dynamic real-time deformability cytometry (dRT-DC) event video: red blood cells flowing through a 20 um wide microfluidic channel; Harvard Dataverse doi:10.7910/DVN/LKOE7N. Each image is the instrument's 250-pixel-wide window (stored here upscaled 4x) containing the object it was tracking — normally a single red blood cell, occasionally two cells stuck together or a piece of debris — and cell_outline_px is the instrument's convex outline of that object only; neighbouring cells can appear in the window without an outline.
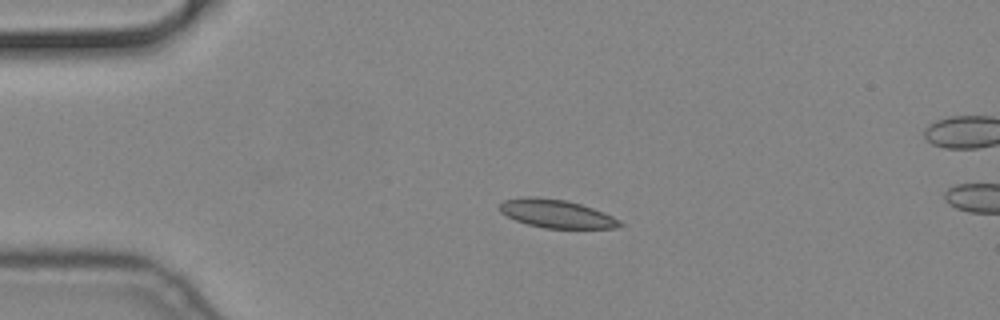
{"species": "common noctule bat (a hibernating species)", "species_latin": "Nyctalus noctula", "temperature_condition": "cold", "stored_images_in_passage": 4, "camera_frame_rate_fps": 3000, "um_per_image_px": 0.085, "animal": {"sex": "male", "body_mass_g": 19.2, "forearm_length_mm": 51.8}, "frame": {"image": 1, "passage_image": 1, "time_ms": 0.0, "image_size_px": [1000, 320], "cell_outline_px": [[624, 224], [612, 228], [544, 228], [528, 224], [516, 220], [500, 212], [496, 208], [504, 200], [524, 196], [528, 196], [564, 200], [580, 204], [592, 208], [612, 216]], "centroid_in_image_um": [47.23, 18.16], "position_along_channel_um": 37.8, "area_um2": 19.54}}